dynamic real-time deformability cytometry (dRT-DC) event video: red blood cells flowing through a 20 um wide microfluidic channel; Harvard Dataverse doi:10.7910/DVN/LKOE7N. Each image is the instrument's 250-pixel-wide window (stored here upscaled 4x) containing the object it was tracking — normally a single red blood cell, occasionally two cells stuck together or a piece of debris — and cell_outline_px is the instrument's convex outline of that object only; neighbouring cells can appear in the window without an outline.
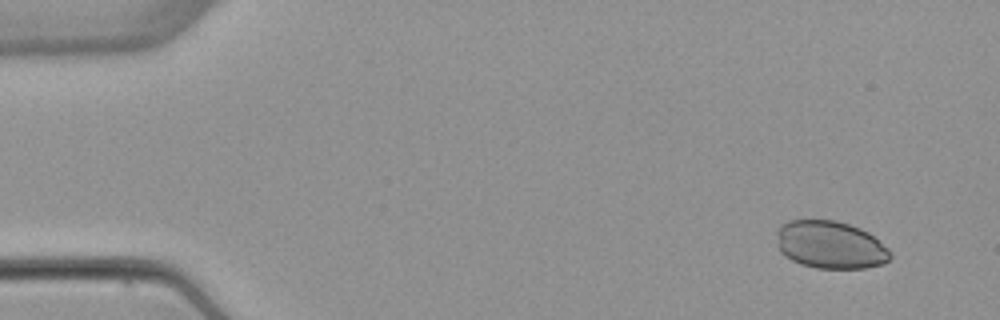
{"species": "common noctule bat (a hibernating species)", "species_latin": "Nyctalus noctula", "temperature_condition": "warm", "stored_images_in_passage": 4, "camera_frame_rate_fps": 3000, "um_per_image_px": 0.085, "animal": {"sex": "female", "body_mass_g": 22.7, "forearm_length_mm": 54.2}, "frame": {"image": 1, "passage_image": 1, "time_ms": 0.0, "image_size_px": [1000, 320], "cell_outline_px": [[892, 256], [884, 264], [864, 268], [816, 268], [800, 264], [784, 256], [780, 252], [776, 232], [780, 224], [788, 220], [836, 220], [860, 228], [868, 232], [888, 248], [892, 252]], "centroid_in_image_um": [70.57, 20.81], "position_along_channel_um": 14.4, "area_um2": 31.79}}